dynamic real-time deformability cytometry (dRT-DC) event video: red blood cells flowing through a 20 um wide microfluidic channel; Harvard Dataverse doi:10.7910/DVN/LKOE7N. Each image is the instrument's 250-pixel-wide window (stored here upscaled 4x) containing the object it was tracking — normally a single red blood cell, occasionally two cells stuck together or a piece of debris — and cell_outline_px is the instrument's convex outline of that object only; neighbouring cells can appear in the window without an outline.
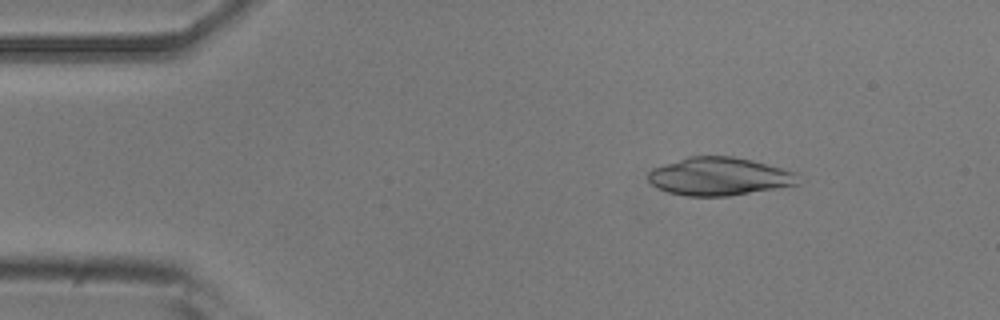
{"species": "common noctule bat (a hibernating species)", "species_latin": "Nyctalus noctula", "temperature_condition": "room temperature", "stored_images_in_passage": 51, "camera_frame_rate_fps": 3000, "um_per_image_px": 0.085, "animal": {"sex": "male", "body_mass_g": 20.5, "forearm_length_mm": 52.5}, "frame": {"image": 1, "passage_image": 7, "time_ms": 2.0, "image_size_px": [1000, 320], "cell_outline_px": [[800, 184], [728, 196], [684, 196], [668, 192], [656, 188], [648, 180], [648, 172], [652, 168], [688, 156], [732, 156], [752, 160], [800, 172]], "centroid_in_image_um": [61.17, 14.99], "position_along_channel_um": 23.8, "area_um2": 33.64}}